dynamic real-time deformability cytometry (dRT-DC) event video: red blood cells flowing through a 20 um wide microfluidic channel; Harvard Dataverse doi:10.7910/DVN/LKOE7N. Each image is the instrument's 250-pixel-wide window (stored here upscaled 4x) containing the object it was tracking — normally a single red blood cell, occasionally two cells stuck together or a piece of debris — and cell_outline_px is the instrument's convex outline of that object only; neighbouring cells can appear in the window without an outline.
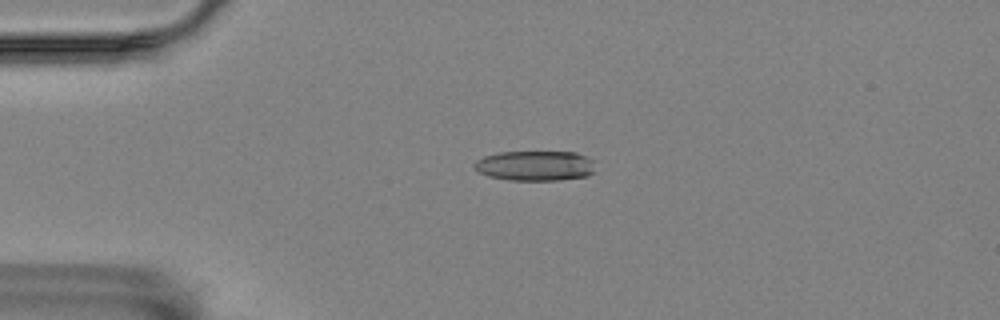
{"species": "Egyptian fruit bat (a non-hibernating species)", "species_latin": "Rousettus aegyptiacus", "temperature_condition": "room temperature", "stored_images_in_passage": 46, "camera_frame_rate_fps": 3000, "um_per_image_px": 0.085, "animal": {"sex": "female"}, "frame": {"image": 1, "passage_image": 3, "time_ms": 0.667, "image_size_px": [1000, 320], "cell_outline_px": [[596, 172], [588, 176], [560, 180], [508, 180], [488, 176], [480, 172], [472, 164], [476, 160], [484, 156], [496, 152], [576, 152], [592, 160]], "centroid_in_image_um": [45.5, 14.09], "position_along_channel_um": 39.5, "area_um2": 21.33}}
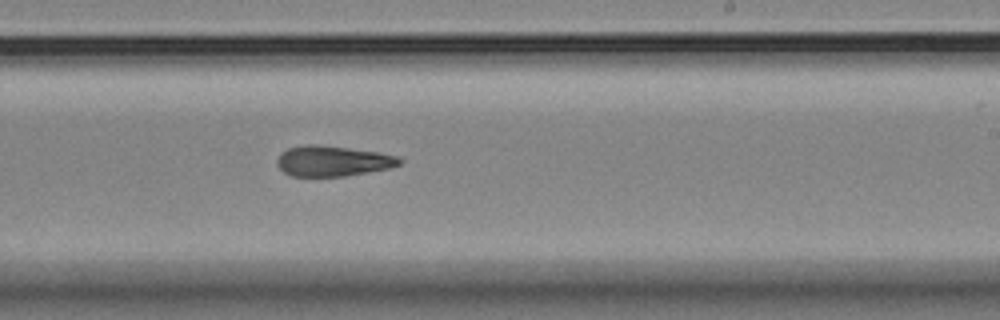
{"frame": {"image": 2, "passage_image": 24, "time_ms": 7.667, "image_size_px": [1000, 320], "cell_outline_px": [[404, 160], [400, 164], [392, 168], [344, 176], [292, 176], [284, 172], [276, 164], [276, 160], [280, 152], [288, 148], [304, 144], [316, 144], [348, 148], [376, 152], [400, 156]], "centroid_in_image_um": [28.28, 13.68], "position_along_channel_um": 260.7, "area_um2": 21.91}}
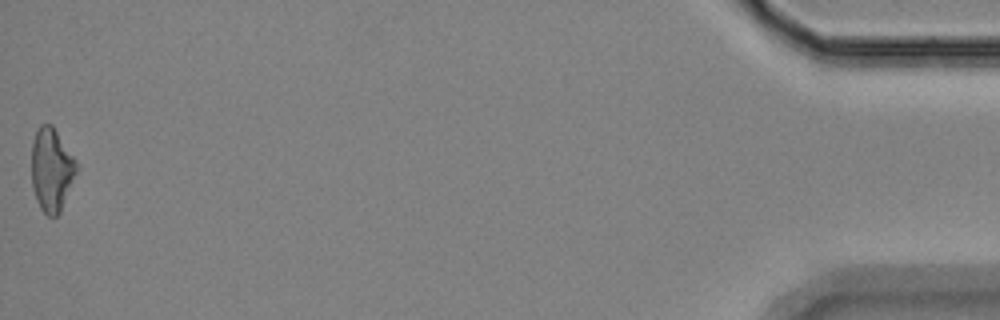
{"frame": {"image": 3, "passage_image": 46, "time_ms": 15.0, "image_size_px": [1000, 320], "cell_outline_px": [[80, 168], [60, 212], [56, 216], [48, 216], [40, 208], [36, 200], [32, 188], [32, 140], [40, 124], [52, 124], [76, 160]], "centroid_in_image_um": [4.4, 14.43], "position_along_channel_um": 430.8, "area_um2": 22.14}, "authors_computed_cell_mechanics": {"area_um2": 21.9929, "velocity_mm_per_s": 3.5773, "shape_relaxation_time_tau1_ms": 11.2664, "shape_relaxation_time_tau2_ms": 4.3784, "deformation_change_tau1": 0.2086, "deformation_change_tau2": 0.1625}}